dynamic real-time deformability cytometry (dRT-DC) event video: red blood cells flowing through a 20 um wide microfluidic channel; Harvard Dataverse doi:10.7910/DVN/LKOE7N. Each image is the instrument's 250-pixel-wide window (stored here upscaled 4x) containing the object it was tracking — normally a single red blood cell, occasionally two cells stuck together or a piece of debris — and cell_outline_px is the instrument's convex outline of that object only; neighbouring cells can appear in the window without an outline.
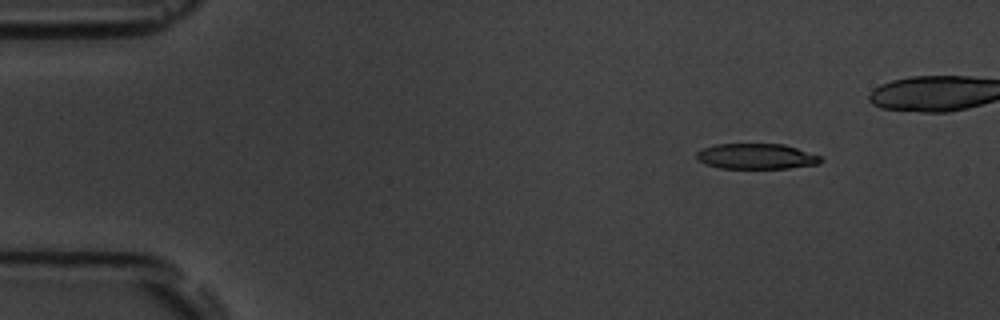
{"species": "common noctule bat (a hibernating species)", "species_latin": "Nyctalus noctula", "temperature_condition": "room temperature", "stored_images_in_passage": 16, "camera_frame_rate_fps": 3000, "um_per_image_px": 0.085, "animal": {"sex": "male", "body_mass_g": 19.5, "forearm_length_mm": 54.6}, "frame": {"image": 1, "passage_image": 7, "time_ms": 2.0, "image_size_px": [1000, 320], "cell_outline_px": [[824, 160], [820, 164], [788, 168], [720, 168], [696, 160], [696, 152], [704, 148], [716, 144], [784, 144], [820, 156]], "centroid_in_image_um": [64.3, 13.29], "position_along_channel_um": 20.7, "area_um2": 18.38}}